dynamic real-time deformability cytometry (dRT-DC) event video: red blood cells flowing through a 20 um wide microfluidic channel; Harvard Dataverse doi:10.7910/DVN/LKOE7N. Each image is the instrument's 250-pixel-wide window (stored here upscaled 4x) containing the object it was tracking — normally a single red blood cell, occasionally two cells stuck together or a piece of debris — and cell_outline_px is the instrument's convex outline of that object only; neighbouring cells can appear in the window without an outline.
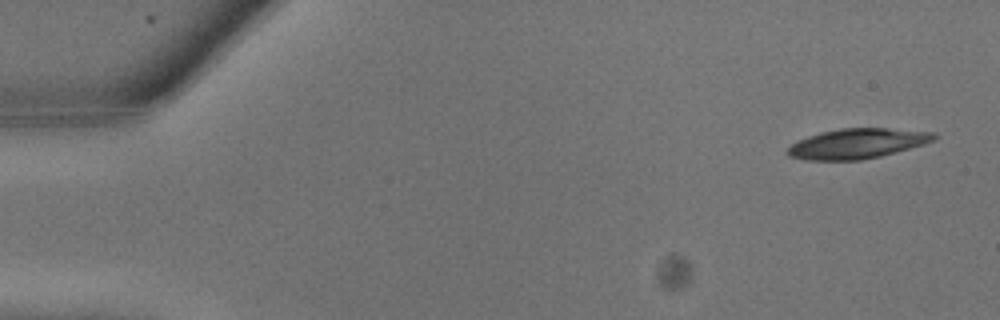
{"species": "common noctule bat (a hibernating species)", "species_latin": "Nyctalus noctula", "temperature_condition": "warm", "stored_images_in_passage": 9, "camera_frame_rate_fps": 3000, "um_per_image_px": 0.085, "animal": {"sex": "male", "body_mass_g": 13.3}, "frame": {"image": 1, "passage_image": 1, "time_ms": 0.0, "image_size_px": [1000, 320], "cell_outline_px": [[936, 136], [932, 140], [924, 144], [896, 152], [880, 156], [860, 160], [804, 160], [788, 156], [784, 152], [792, 144], [808, 136], [820, 132], [840, 128], [888, 128], [932, 132]], "centroid_in_image_um": [72.81, 12.21], "position_along_channel_um": 12.2, "area_um2": 25.49}}
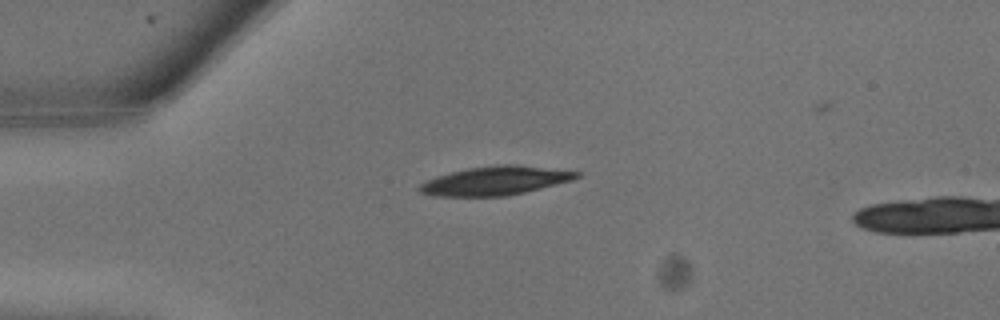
{"frame": {"image": 2, "passage_image": 6, "time_ms": 1.667, "image_size_px": [1000, 320], "cell_outline_px": [[580, 176], [572, 180], [508, 196], [436, 196], [420, 192], [416, 188], [420, 184], [436, 176], [468, 168], [496, 164], [516, 164], [580, 172]], "centroid_in_image_um": [42.08, 15.36], "position_along_channel_um": 42.9, "area_um2": 26.18}}